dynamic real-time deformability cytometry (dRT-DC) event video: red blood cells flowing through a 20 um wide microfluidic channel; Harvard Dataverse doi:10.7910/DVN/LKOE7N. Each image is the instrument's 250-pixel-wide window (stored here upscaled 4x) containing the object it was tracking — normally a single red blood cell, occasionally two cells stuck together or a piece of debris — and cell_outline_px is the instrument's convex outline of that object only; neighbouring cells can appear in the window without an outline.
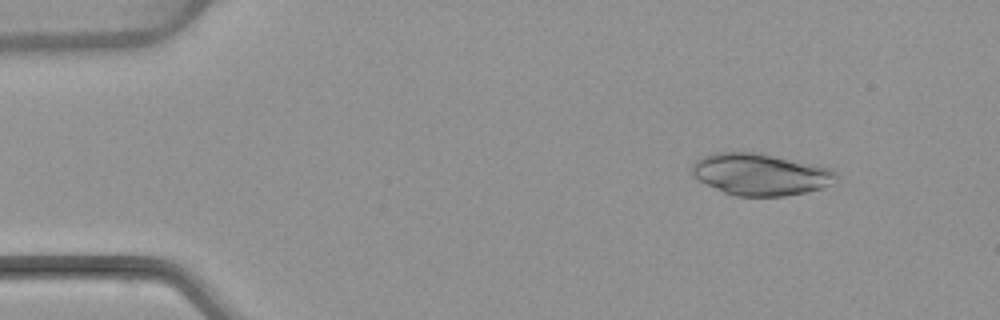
{"species": "common noctule bat (a hibernating species)", "species_latin": "Nyctalus noctula", "temperature_condition": "warm", "stored_images_in_passage": 52, "camera_frame_rate_fps": 3000, "um_per_image_px": 0.085, "animal": {"sex": "female", "body_mass_g": 22.7, "forearm_length_mm": 54.2}, "frame": {"image": 1, "passage_image": 6, "time_ms": 1.667, "image_size_px": [1000, 320], "cell_outline_px": [[840, 176], [828, 184], [820, 188], [804, 192], [784, 196], [736, 196], [724, 192], [700, 180], [692, 172], [692, 164], [696, 160], [704, 156], [716, 152], [756, 152], [776, 156], [832, 168]], "centroid_in_image_um": [64.65, 14.81], "position_along_channel_um": 20.4, "area_um2": 34.74}}